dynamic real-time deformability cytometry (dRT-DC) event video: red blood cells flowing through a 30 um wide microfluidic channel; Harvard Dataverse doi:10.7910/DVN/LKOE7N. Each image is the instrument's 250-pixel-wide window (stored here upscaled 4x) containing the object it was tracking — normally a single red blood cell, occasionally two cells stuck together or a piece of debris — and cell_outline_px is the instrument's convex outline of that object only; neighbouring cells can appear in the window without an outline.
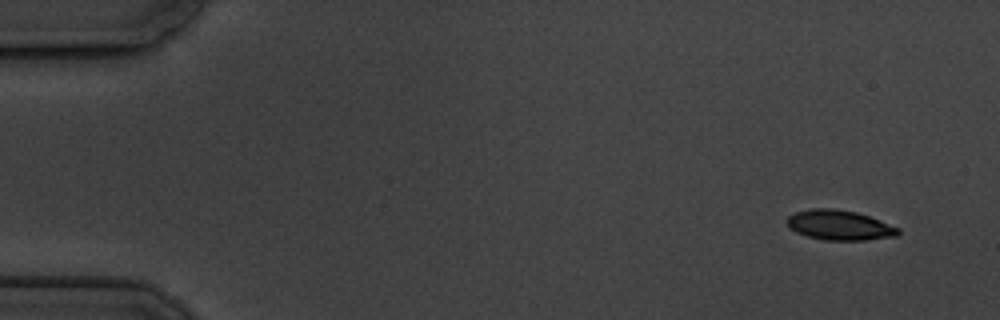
{"species": "common noctule bat (a hibernating species)", "species_latin": "Nyctalus noctula", "temperature_condition": "cold", "stored_images_in_passage": 5, "camera_frame_rate_fps": 3000, "um_per_image_px": 0.085, "animal": {"sex": "male", "body_mass_g": 19.5, "forearm_length_mm": 54.6}, "frame": {"image": 1, "passage_image": 1, "time_ms": 0.0, "image_size_px": [1000, 320], "cell_outline_px": [[900, 232], [896, 236], [864, 240], [824, 240], [808, 236], [796, 232], [784, 220], [788, 216], [796, 212], [812, 208], [832, 208], [856, 212], [868, 216], [900, 228]], "centroid_in_image_um": [71.35, 19.13], "position_along_channel_um": 13.7, "area_um2": 19.25}}
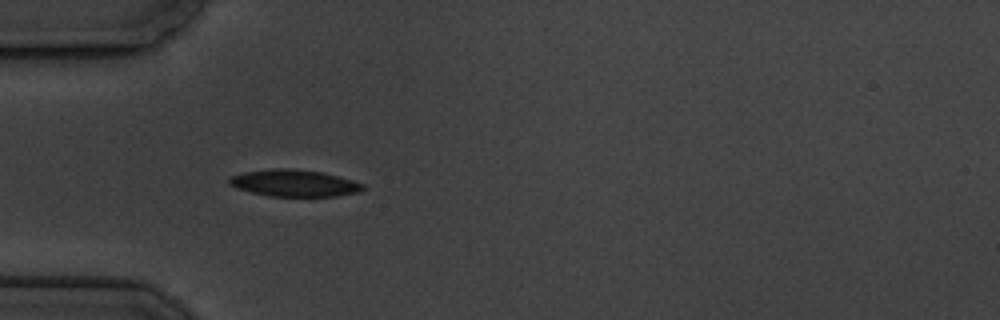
{"frame": {"image": 2, "passage_image": 4, "time_ms": 4.667, "image_size_px": [1000, 320], "cell_outline_px": [[364, 188], [360, 192], [336, 196], [268, 196], [236, 188], [228, 184], [228, 180], [232, 176], [244, 172], [276, 168], [288, 168], [324, 172], [352, 180], [364, 184]], "centroid_in_image_um": [25.02, 15.56], "position_along_channel_um": 60.0, "area_um2": 20.87}}